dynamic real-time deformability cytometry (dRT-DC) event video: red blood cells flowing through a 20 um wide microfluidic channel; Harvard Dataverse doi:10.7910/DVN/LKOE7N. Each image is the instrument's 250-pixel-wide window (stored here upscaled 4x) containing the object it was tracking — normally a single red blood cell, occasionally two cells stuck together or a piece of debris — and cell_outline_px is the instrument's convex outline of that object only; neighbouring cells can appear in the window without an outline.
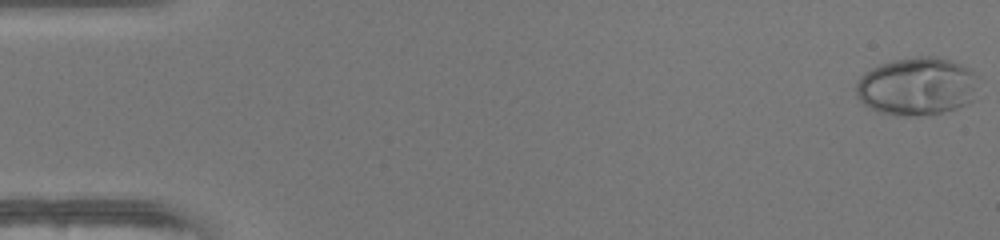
{"species": "human", "species_latin": "Homo sapiens", "temperature_condition": "warm", "stored_images_in_passage": 49, "camera_frame_rate_fps": 3000, "um_per_image_px": 0.085, "donor": {"sex": "female"}, "frame": {"image": 1, "passage_image": 1, "time_ms": 0.0, "image_size_px": [1000, 240], "cell_outline_px": [[980, 76], [972, 100], [956, 108], [940, 112], [916, 116], [900, 116], [880, 112], [864, 104], [856, 96], [856, 84], [860, 76], [864, 72], [880, 64], [896, 60], [916, 56], [936, 56], [948, 60], [968, 68]], "centroid_in_image_um": [77.93, 7.33], "position_along_channel_um": 7.1, "area_um2": 41.27}}
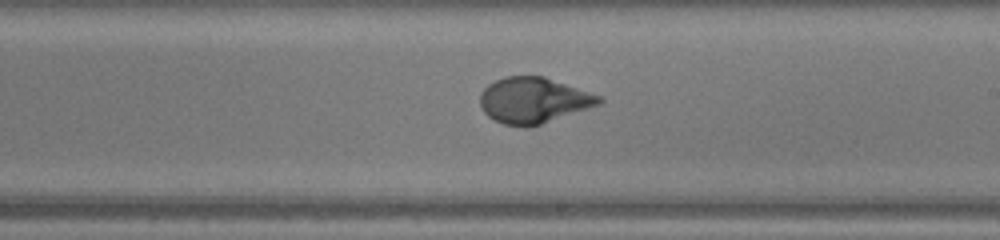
{"frame": {"image": 2, "passage_image": 29, "time_ms": 9.333, "image_size_px": [1000, 240], "cell_outline_px": [[604, 100], [600, 104], [540, 124], [524, 128], [504, 124], [488, 116], [484, 112], [480, 104], [480, 92], [488, 84], [504, 76], [544, 76], [600, 96]], "centroid_in_image_um": [45.31, 8.52], "position_along_channel_um": 243.7, "area_um2": 31.5}}
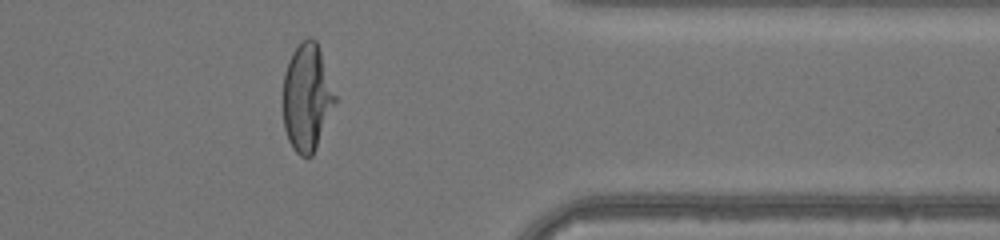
{"frame": {"image": 3, "passage_image": 40, "time_ms": 13.0, "image_size_px": [1000, 240], "cell_outline_px": [[336, 100], [316, 148], [312, 156], [300, 156], [292, 148], [288, 140], [284, 128], [284, 72], [288, 60], [292, 52], [308, 36], [312, 36], [316, 40], [320, 48], [336, 96]], "centroid_in_image_um": [26.09, 8.26], "position_along_channel_um": 385.3, "area_um2": 32.31}, "authors_computed_cell_mechanics": {"area_um2": 33.235, "velocity_mm_per_s": 4.282, "shape_relaxation_time_tau1_ms": 4.1227, "shape_relaxation_time_tau2_ms": null, "deformation_change_tau1": 0.2809, "deformation_change_tau2": null}}